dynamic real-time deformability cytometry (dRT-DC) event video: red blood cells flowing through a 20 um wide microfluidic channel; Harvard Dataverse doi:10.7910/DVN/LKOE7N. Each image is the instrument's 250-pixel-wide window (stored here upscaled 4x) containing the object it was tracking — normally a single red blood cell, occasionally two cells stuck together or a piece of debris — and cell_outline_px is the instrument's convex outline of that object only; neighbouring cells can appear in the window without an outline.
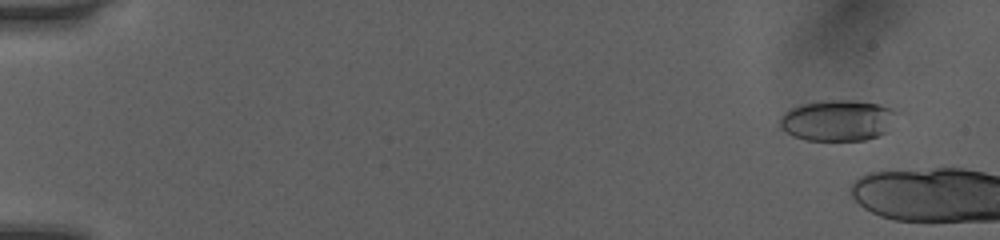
{"species": "human", "species_latin": "Homo sapiens", "temperature_condition": "room temperature", "stored_images_in_passage": 8, "camera_frame_rate_fps": 3000, "um_per_image_px": 0.085, "donor": {"sex": "female"}, "frame": {"image": 1, "passage_image": 4, "time_ms": 1.0, "image_size_px": [1000, 240], "cell_outline_px": [[908, 112], [888, 132], [880, 136], [864, 140], [808, 140], [792, 136], [780, 128], [780, 116], [784, 112], [792, 108], [804, 104], [824, 100], [852, 100], [880, 104], [904, 108]], "centroid_in_image_um": [71.44, 10.22], "position_along_channel_um": 13.6, "area_um2": 29.36}}